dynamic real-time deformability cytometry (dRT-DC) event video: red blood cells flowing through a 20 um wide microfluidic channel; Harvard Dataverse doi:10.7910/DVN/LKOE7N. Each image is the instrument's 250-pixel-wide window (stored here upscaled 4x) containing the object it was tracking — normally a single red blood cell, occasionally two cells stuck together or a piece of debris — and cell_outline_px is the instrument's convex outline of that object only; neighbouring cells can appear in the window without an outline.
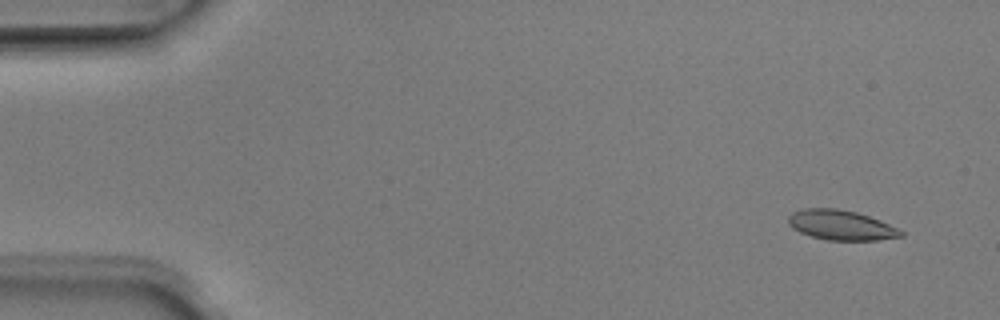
{"species": "Egyptian fruit bat (a non-hibernating species)", "species_latin": "Rousettus aegyptiacus", "temperature_condition": "room temperature", "stored_images_in_passage": 3, "camera_frame_rate_fps": 3000, "um_per_image_px": 0.085, "animal": {"sex": "male"}, "frame": {"image": 1, "passage_image": 1, "time_ms": 0.0, "image_size_px": [1000, 320], "cell_outline_px": [[904, 236], [876, 240], [828, 240], [812, 236], [800, 232], [792, 228], [788, 224], [788, 216], [792, 212], [804, 208], [836, 208], [856, 212], [880, 220], [904, 232]], "centroid_in_image_um": [71.46, 19.13], "position_along_channel_um": 13.5, "area_um2": 19.54}}